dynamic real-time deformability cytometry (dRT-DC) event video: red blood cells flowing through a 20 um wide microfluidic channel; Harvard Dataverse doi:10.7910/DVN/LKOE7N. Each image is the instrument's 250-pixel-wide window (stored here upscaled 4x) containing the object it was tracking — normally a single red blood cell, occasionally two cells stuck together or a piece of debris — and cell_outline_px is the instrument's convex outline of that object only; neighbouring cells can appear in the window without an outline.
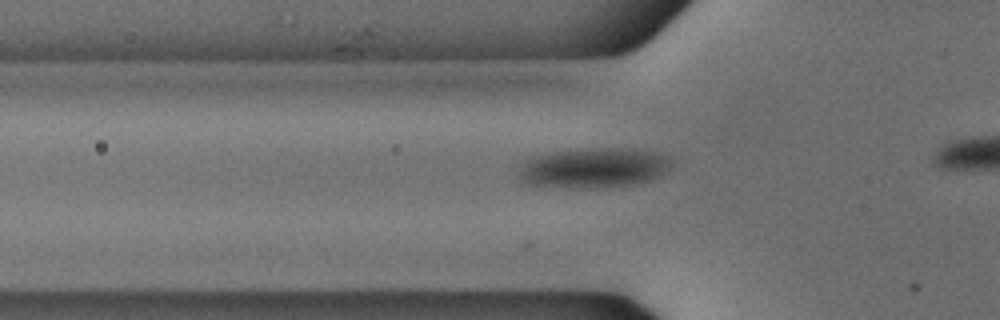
{"species": "common noctule bat (a hibernating species)", "species_latin": "Nyctalus noctula", "temperature_condition": "cold", "stored_images_in_passage": 39, "camera_frame_rate_fps": 3000, "um_per_image_px": 0.085, "animal": {"sex": "male", "body_mass_g": 18.8}, "frame": {"image": 1, "passage_image": 13, "time_ms": 4.0, "image_size_px": [1000, 320], "cell_outline_px": [[672, 164], [660, 176], [652, 180], [636, 184], [604, 188], [552, 188], [520, 184], [516, 176], [520, 164], [528, 156], [548, 152], [596, 148], [636, 148], [656, 152], [672, 156]], "centroid_in_image_um": [50.38, 14.28], "position_along_channel_um": 75.4, "area_um2": 37.22}}
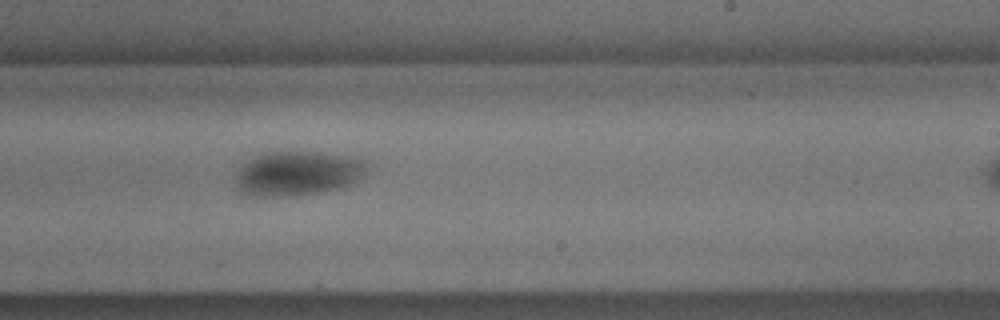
{"frame": {"image": 2, "passage_image": 28, "time_ms": 9.0, "image_size_px": [1000, 320], "cell_outline_px": [[364, 172], [356, 180], [340, 188], [320, 192], [292, 196], [256, 196], [244, 192], [236, 188], [236, 176], [244, 160], [252, 156], [268, 152], [320, 152], [344, 156], [360, 160], [364, 164]], "centroid_in_image_um": [25.19, 14.74], "position_along_channel_um": 263.8, "area_um2": 33.52}}
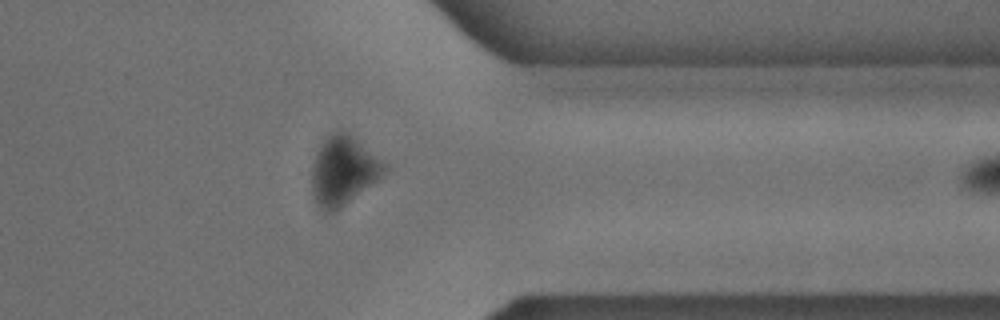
{"frame": {"image": 3, "passage_image": 38, "time_ms": 12.333, "image_size_px": [1000, 320], "cell_outline_px": [[388, 168], [376, 180], [336, 212], [324, 212], [320, 208], [312, 192], [312, 164], [316, 152], [324, 140], [328, 136], [336, 132], [344, 132], [352, 136], [376, 156]], "centroid_in_image_um": [29.13, 14.54], "position_along_channel_um": 382.3, "area_um2": 28.26}}